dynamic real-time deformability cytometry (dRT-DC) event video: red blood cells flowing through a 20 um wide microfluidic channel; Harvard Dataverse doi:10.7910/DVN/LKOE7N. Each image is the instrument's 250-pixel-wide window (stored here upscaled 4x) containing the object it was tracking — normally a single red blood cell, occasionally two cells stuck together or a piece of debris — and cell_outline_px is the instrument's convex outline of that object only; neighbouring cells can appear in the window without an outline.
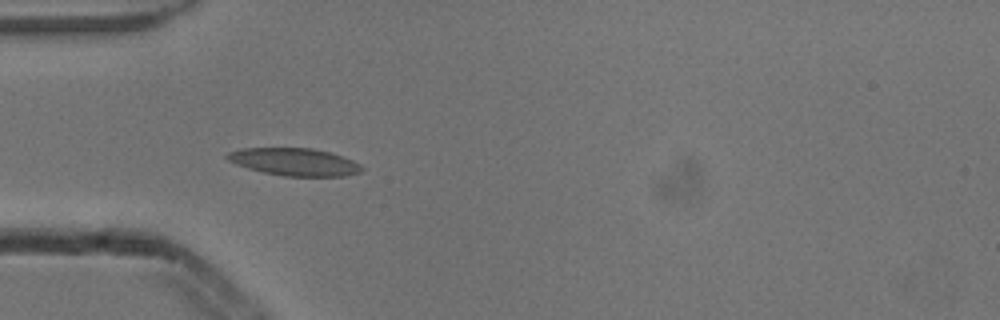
{"species": "common noctule bat (a hibernating species)", "species_latin": "Nyctalus noctula", "temperature_condition": "cold", "stored_images_in_passage": 6, "camera_frame_rate_fps": 3000, "um_per_image_px": 0.085, "animal": {"sex": "male", "body_mass_g": 13.3}, "frame": {"image": 1, "passage_image": 2, "time_ms": 0.333, "image_size_px": [1000, 320], "cell_outline_px": [[364, 168], [360, 172], [344, 176], [284, 176], [264, 172], [248, 168], [236, 164], [228, 160], [224, 156], [228, 152], [240, 148], [312, 148], [328, 152], [352, 160], [360, 164]], "centroid_in_image_um": [25.0, 13.76], "position_along_channel_um": 60.0, "area_um2": 21.44}}
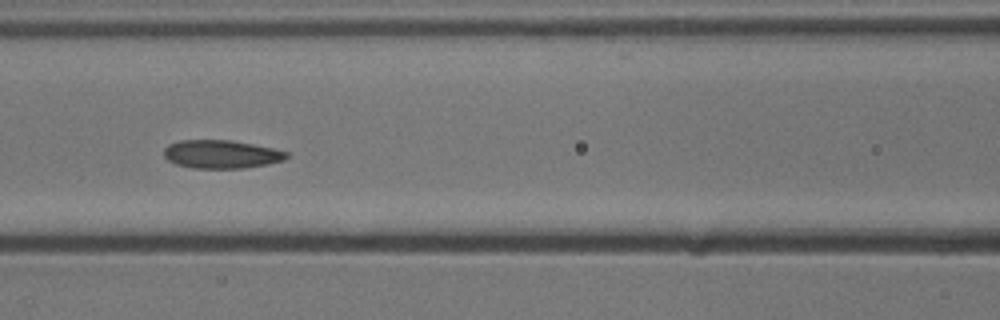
{"frame": {"image": 2, "passage_image": 4, "time_ms": 1.0, "image_size_px": [1000, 320], "cell_outline_px": [[288, 156], [284, 160], [244, 168], [192, 168], [176, 164], [168, 160], [164, 156], [164, 148], [168, 144], [180, 140], [232, 140], [272, 148], [288, 152]], "centroid_in_image_um": [18.77, 13.1], "position_along_channel_um": 147.8, "area_um2": 20.11}}
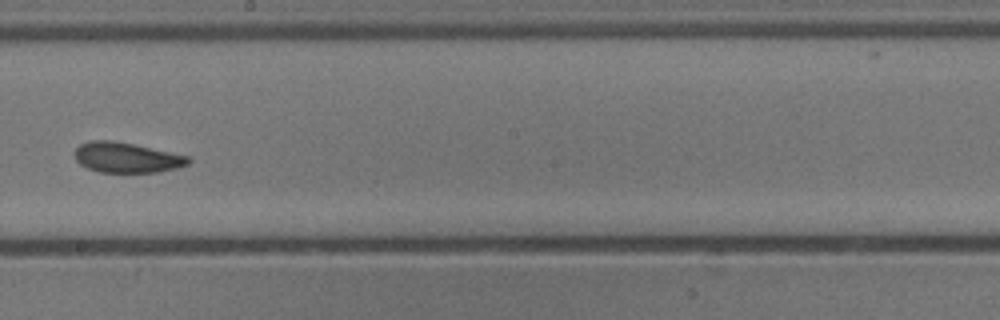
{"frame": {"image": 3, "passage_image": 6, "time_ms": 1.667, "image_size_px": [1000, 320], "cell_outline_px": [[192, 160], [188, 164], [176, 168], [160, 172], [100, 172], [88, 168], [80, 164], [76, 160], [76, 148], [80, 144], [88, 140], [112, 140], [132, 144], [188, 156]], "centroid_in_image_um": [10.76, 13.39], "position_along_channel_um": 237.4, "area_um2": 19.83}}